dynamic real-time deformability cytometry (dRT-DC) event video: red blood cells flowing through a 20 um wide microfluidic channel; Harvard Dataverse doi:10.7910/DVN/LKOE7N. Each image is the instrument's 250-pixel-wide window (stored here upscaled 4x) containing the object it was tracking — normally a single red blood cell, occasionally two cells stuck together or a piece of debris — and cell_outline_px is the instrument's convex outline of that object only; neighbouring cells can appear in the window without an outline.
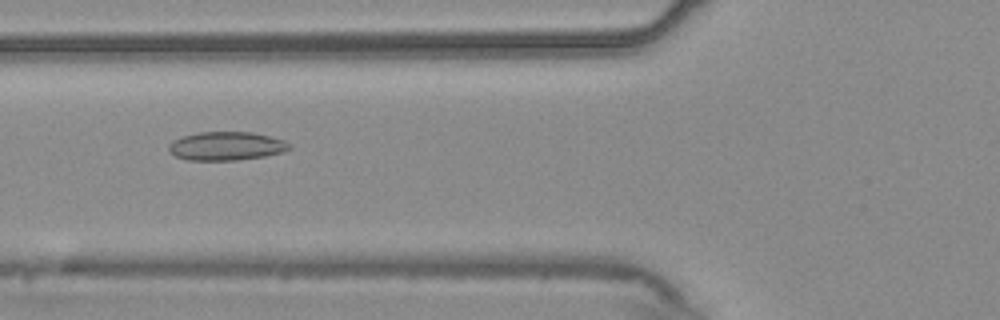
{"species": "common noctule bat (a hibernating species)", "species_latin": "Nyctalus noctula", "temperature_condition": "warm", "stored_images_in_passage": 8, "camera_frame_rate_fps": 3000, "um_per_image_px": 0.085, "animal": {"sex": "male", "body_mass_g": 20.4}, "frame": {"image": 1, "passage_image": 6, "time_ms": 1.667, "image_size_px": [1000, 320], "cell_outline_px": [[292, 148], [284, 152], [264, 156], [236, 160], [188, 160], [176, 156], [168, 148], [168, 144], [172, 140], [184, 136], [200, 132], [252, 132], [284, 140], [292, 144]], "centroid_in_image_um": [19.27, 12.41], "position_along_channel_um": 106.5, "area_um2": 20.06}}